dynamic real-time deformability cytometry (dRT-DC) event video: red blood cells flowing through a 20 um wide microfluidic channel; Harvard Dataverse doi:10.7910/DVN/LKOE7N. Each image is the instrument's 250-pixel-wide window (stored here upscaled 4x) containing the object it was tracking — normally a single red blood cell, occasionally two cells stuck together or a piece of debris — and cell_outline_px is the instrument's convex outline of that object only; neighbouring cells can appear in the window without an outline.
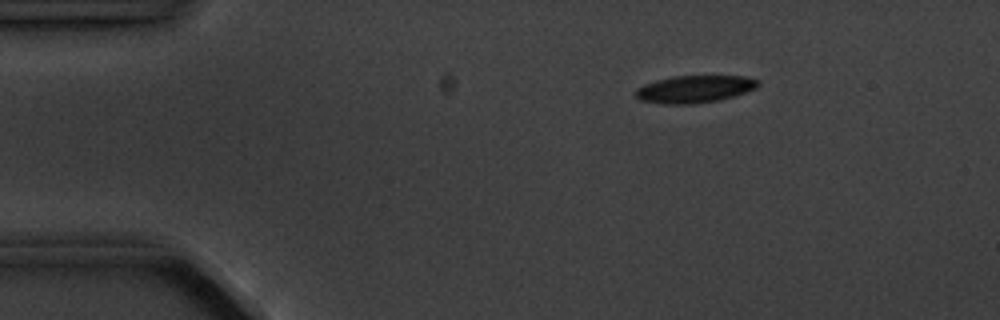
{"species": "common noctule bat (a hibernating species)", "species_latin": "Nyctalus noctula", "temperature_condition": "cold", "stored_images_in_passage": 3, "camera_frame_rate_fps": 3000, "um_per_image_px": 0.085, "animal": {"sex": "male", "body_mass_g": 20.1, "forearm_length_mm": 53.5}, "frame": {"image": 1, "passage_image": 1, "time_ms": 0.0, "image_size_px": [1000, 320], "cell_outline_px": [[760, 84], [756, 88], [720, 100], [692, 104], [664, 104], [640, 100], [636, 96], [636, 88], [644, 84], [656, 80], [672, 76], [744, 76], [760, 80]], "centroid_in_image_um": [59.03, 7.57], "position_along_channel_um": 26.0, "area_um2": 19.48}}